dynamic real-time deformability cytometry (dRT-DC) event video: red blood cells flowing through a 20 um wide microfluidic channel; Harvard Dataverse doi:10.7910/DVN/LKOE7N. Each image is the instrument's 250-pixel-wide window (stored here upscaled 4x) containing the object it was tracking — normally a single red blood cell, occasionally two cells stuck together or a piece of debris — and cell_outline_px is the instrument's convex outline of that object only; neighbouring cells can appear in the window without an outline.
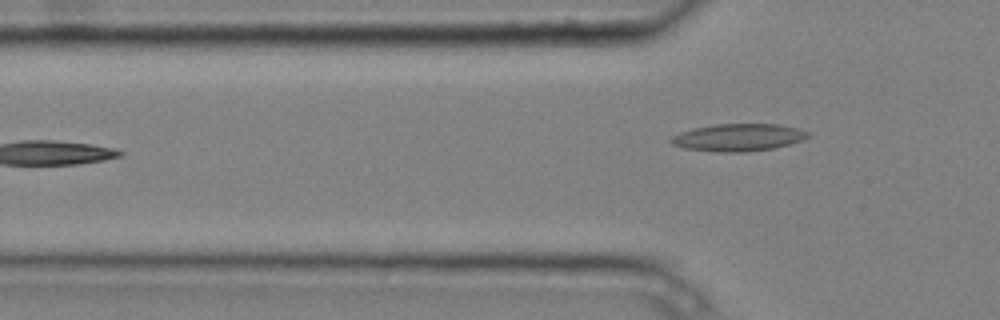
{"species": "common noctule bat (a hibernating species)", "species_latin": "Nyctalus noctula", "temperature_condition": "cold", "stored_images_in_passage": 6, "camera_frame_rate_fps": 3000, "um_per_image_px": 0.085, "animal": {"sex": "male", "body_mass_g": 20.4}, "frame": {"image": 1, "passage_image": 6, "time_ms": 1.667, "image_size_px": [1000, 320], "cell_outline_px": [[808, 136], [800, 140], [788, 144], [772, 148], [744, 152], [716, 152], [684, 148], [672, 144], [668, 140], [672, 136], [680, 132], [692, 128], [716, 124], [776, 124], [796, 128], [808, 132]], "centroid_in_image_um": [62.67, 11.68], "position_along_channel_um": 63.1, "area_um2": 21.62}}